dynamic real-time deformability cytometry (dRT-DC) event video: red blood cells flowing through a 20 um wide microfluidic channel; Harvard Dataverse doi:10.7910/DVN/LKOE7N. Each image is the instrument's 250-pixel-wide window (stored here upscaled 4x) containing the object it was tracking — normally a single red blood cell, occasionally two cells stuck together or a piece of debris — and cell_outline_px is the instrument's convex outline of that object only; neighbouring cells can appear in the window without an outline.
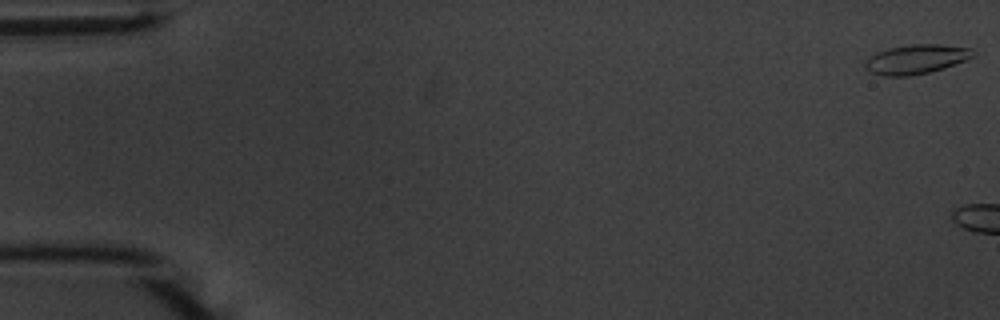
{"species": "common noctule bat (a hibernating species)", "species_latin": "Nyctalus noctula", "temperature_condition": "warm", "stored_images_in_passage": 5, "camera_frame_rate_fps": 3000, "um_per_image_px": 0.085, "animal": {"sex": "male", "body_mass_g": 20.1, "forearm_length_mm": 53.5}, "frame": {"image": 1, "passage_image": 1, "time_ms": 0.0, "image_size_px": [1000, 320], "cell_outline_px": [[976, 56], [968, 60], [944, 68], [928, 72], [908, 76], [884, 76], [868, 72], [864, 68], [864, 60], [868, 56], [876, 52], [888, 48], [912, 44], [940, 44], [972, 48], [976, 52]], "centroid_in_image_um": [77.87, 5.03], "position_along_channel_um": 7.1, "area_um2": 18.9}}